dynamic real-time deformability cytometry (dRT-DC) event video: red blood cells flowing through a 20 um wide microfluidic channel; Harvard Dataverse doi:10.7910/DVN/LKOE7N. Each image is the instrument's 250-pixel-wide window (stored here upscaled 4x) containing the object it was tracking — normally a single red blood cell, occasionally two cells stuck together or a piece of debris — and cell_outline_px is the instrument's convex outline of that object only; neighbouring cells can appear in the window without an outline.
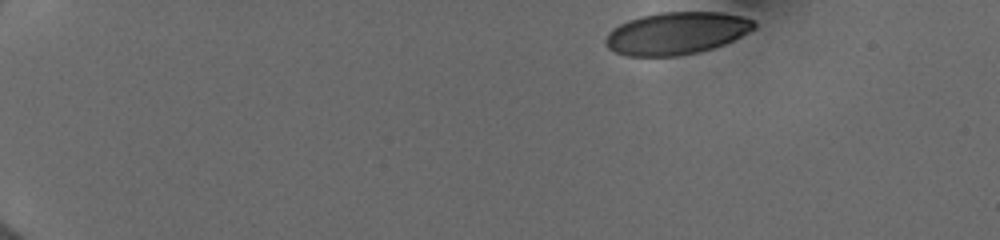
{"species": "human", "species_latin": "Homo sapiens", "temperature_condition": "cold", "stored_images_in_passage": 45, "camera_frame_rate_fps": 3000, "um_per_image_px": 0.085, "donor": {"sex": "female"}, "frame": {"image": 1, "passage_image": 1, "time_ms": 0.0, "image_size_px": [1000, 240], "cell_outline_px": [[756, 28], [724, 44], [712, 48], [696, 52], [676, 56], [628, 56], [616, 52], [608, 48], [604, 44], [604, 40], [608, 32], [612, 28], [628, 20], [640, 16], [660, 12], [720, 12], [740, 16], [752, 20], [756, 24]], "centroid_in_image_um": [57.45, 2.82], "position_along_channel_um": 27.5, "area_um2": 36.53}}
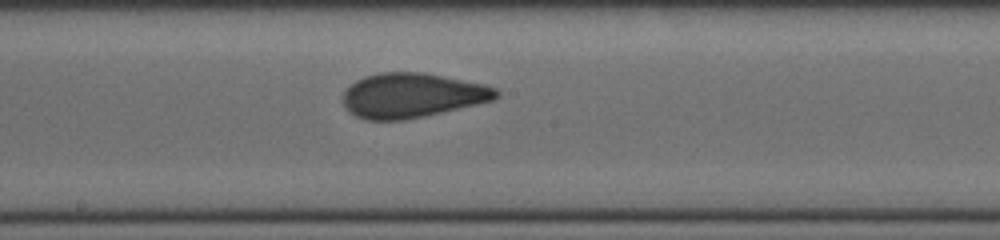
{"frame": {"image": 2, "passage_image": 24, "time_ms": 7.667, "image_size_px": [1000, 240], "cell_outline_px": [[500, 96], [492, 100], [476, 104], [424, 116], [404, 120], [364, 120], [348, 112], [344, 108], [344, 92], [356, 80], [364, 76], [380, 72], [424, 72], [484, 84], [496, 88], [500, 92]], "centroid_in_image_um": [35.01, 8.11], "position_along_channel_um": 213.2, "area_um2": 39.82}}
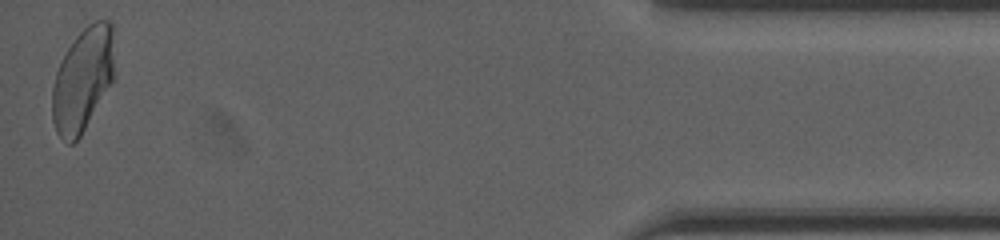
{"frame": {"image": 3, "passage_image": 45, "time_ms": 14.667, "image_size_px": [1000, 240], "cell_outline_px": [[112, 80], [80, 136], [72, 144], [68, 144], [56, 132], [52, 120], [52, 88], [56, 72], [68, 48], [76, 36], [88, 24], [96, 20], [108, 20], [112, 24]], "centroid_in_image_um": [6.99, 6.77], "position_along_channel_um": 428.2, "area_um2": 36.65}, "authors_computed_cell_mechanics": {"area_um2": 38.726, "velocity_mm_per_s": 3.9981, "shape_relaxation_time_tau1_ms": 11.0971, "shape_relaxation_time_tau2_ms": 0.6593, "deformation_change_tau1": 0.2106, "deformation_change_tau2": 0.068}}